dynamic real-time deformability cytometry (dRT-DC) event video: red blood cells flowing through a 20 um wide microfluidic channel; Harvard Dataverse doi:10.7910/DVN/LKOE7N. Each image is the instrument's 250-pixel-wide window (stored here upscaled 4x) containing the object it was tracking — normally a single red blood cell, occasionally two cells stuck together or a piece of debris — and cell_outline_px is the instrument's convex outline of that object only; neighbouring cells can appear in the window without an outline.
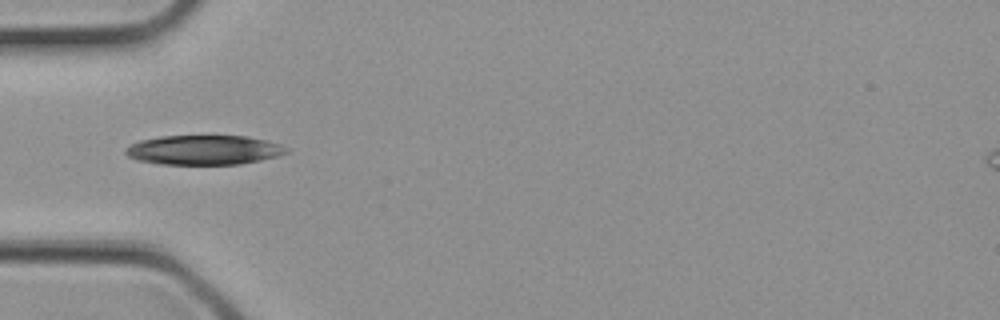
{"species": "common noctule bat (a hibernating species)", "species_latin": "Nyctalus noctula", "temperature_condition": "cold", "stored_images_in_passage": 2, "camera_frame_rate_fps": 3000, "um_per_image_px": 0.085, "animal": {"sex": "female", "body_mass_g": 21.9}, "frame": {"image": 1, "passage_image": 2, "time_ms": 0.333, "image_size_px": [1000, 320], "cell_outline_px": [[288, 152], [276, 156], [260, 160], [240, 164], [160, 164], [136, 160], [128, 156], [124, 152], [124, 148], [128, 144], [140, 140], [160, 136], [248, 136], [280, 144], [288, 148]], "centroid_in_image_um": [17.27, 12.74], "position_along_channel_um": 67.7, "area_um2": 27.74}}